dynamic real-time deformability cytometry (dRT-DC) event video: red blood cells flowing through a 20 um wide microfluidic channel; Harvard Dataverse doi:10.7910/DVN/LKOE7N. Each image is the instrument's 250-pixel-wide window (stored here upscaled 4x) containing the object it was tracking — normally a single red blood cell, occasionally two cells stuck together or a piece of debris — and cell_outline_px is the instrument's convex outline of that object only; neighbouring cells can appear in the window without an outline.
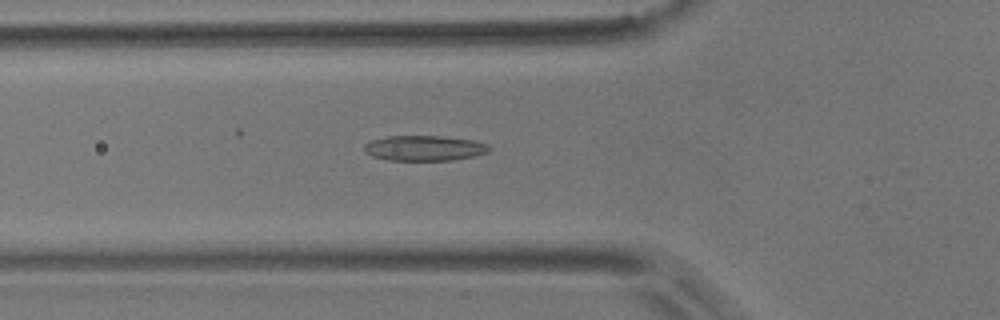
{"species": "common noctule bat (a hibernating species)", "species_latin": "Nyctalus noctula", "temperature_condition": "room temperature", "stored_images_in_passage": 33, "camera_frame_rate_fps": 3000, "um_per_image_px": 0.085, "animal": {"sex": "male", "body_mass_g": 17.9}, "frame": {"image": 1, "passage_image": 2, "time_ms": 0.333, "image_size_px": [1000, 320], "cell_outline_px": [[492, 148], [488, 152], [476, 156], [452, 160], [388, 160], [372, 156], [364, 152], [364, 144], [372, 140], [388, 136], [444, 136], [472, 140], [488, 144]], "centroid_in_image_um": [36.09, 12.59], "position_along_channel_um": 89.7, "area_um2": 18.5}}
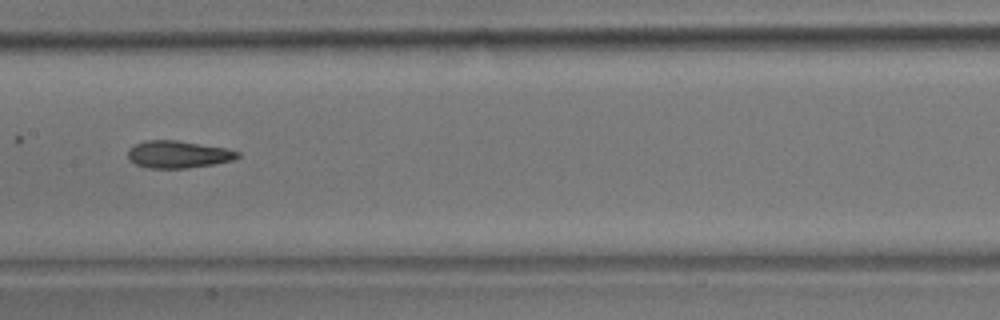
{"frame": {"image": 2, "passage_image": 10, "time_ms": 3.0, "image_size_px": [1000, 320], "cell_outline_px": [[240, 156], [232, 160], [212, 164], [188, 168], [148, 168], [136, 164], [128, 160], [128, 148], [144, 140], [176, 140], [228, 148], [240, 152]], "centroid_in_image_um": [15.13, 13.11], "position_along_channel_um": 192.3, "area_um2": 17.51}}
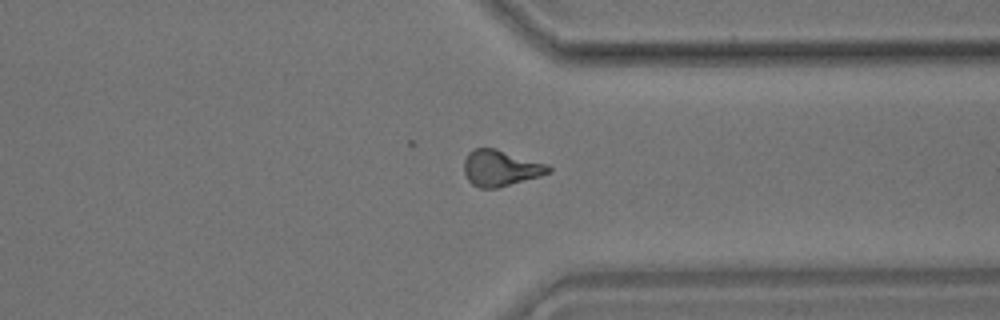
{"frame": {"image": 3, "passage_image": 24, "time_ms": 7.667, "image_size_px": [1000, 320], "cell_outline_px": [[552, 172], [540, 176], [496, 188], [480, 188], [472, 184], [468, 180], [464, 172], [464, 160], [468, 152], [476, 148], [496, 148], [548, 164], [552, 168]], "centroid_in_image_um": [42.56, 14.28], "position_along_channel_um": 368.8, "area_um2": 17.8}}